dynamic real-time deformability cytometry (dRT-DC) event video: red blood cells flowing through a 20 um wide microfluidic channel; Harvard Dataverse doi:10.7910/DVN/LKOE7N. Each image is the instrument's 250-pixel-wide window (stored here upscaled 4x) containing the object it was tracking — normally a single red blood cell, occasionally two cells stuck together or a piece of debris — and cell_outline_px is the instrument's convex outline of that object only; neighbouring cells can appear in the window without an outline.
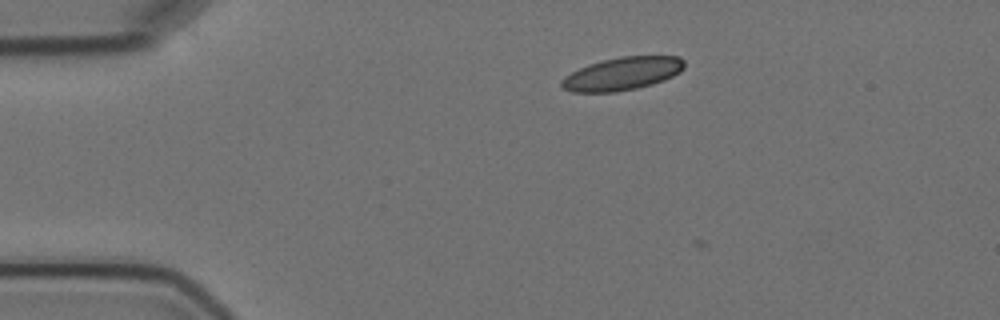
{"species": "Egyptian fruit bat (a non-hibernating species)", "species_latin": "Rousettus aegyptiacus", "temperature_condition": "cold", "stored_images_in_passage": 9, "camera_frame_rate_fps": 3000, "um_per_image_px": 0.085, "animal": {"sex": "female"}, "frame": {"image": 1, "passage_image": 2, "time_ms": 1.0, "image_size_px": [1000, 320], "cell_outline_px": [[684, 68], [680, 72], [664, 80], [652, 84], [636, 88], [616, 92], [572, 92], [560, 88], [560, 80], [564, 76], [588, 64], [620, 56], [680, 56], [684, 60]], "centroid_in_image_um": [52.87, 6.27], "position_along_channel_um": 32.1, "area_um2": 23.7}}
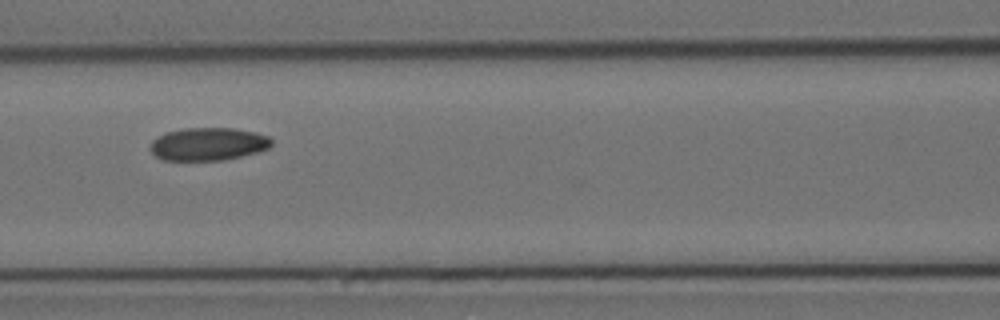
{"frame": {"image": 2, "passage_image": 6, "time_ms": 5.667, "image_size_px": [1000, 320], "cell_outline_px": [[272, 144], [268, 148], [256, 152], [224, 160], [164, 160], [156, 156], [148, 148], [152, 140], [168, 132], [184, 128], [236, 128], [256, 132], [268, 136], [272, 140]], "centroid_in_image_um": [17.7, 12.24], "position_along_channel_um": 148.9, "area_um2": 23.18}}
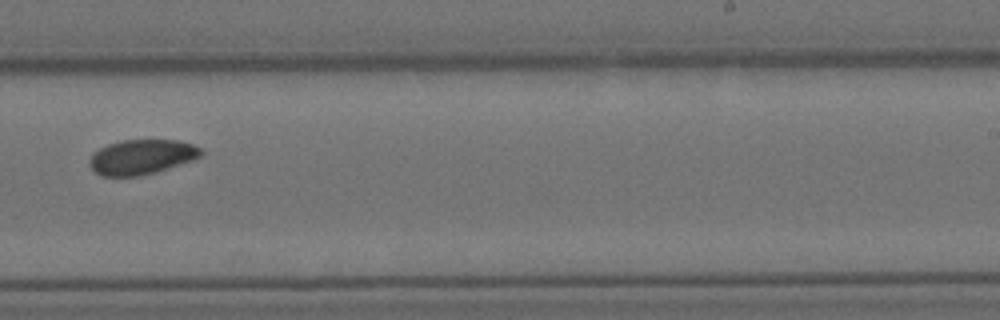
{"frame": {"image": 3, "passage_image": 9, "time_ms": 9.333, "image_size_px": [1000, 320], "cell_outline_px": [[204, 152], [200, 156], [192, 160], [156, 172], [140, 176], [100, 176], [88, 164], [88, 160], [92, 152], [108, 144], [124, 140], [180, 140], [192, 144], [200, 148]], "centroid_in_image_um": [12.01, 13.34], "position_along_channel_um": 277.0, "area_um2": 22.72}}